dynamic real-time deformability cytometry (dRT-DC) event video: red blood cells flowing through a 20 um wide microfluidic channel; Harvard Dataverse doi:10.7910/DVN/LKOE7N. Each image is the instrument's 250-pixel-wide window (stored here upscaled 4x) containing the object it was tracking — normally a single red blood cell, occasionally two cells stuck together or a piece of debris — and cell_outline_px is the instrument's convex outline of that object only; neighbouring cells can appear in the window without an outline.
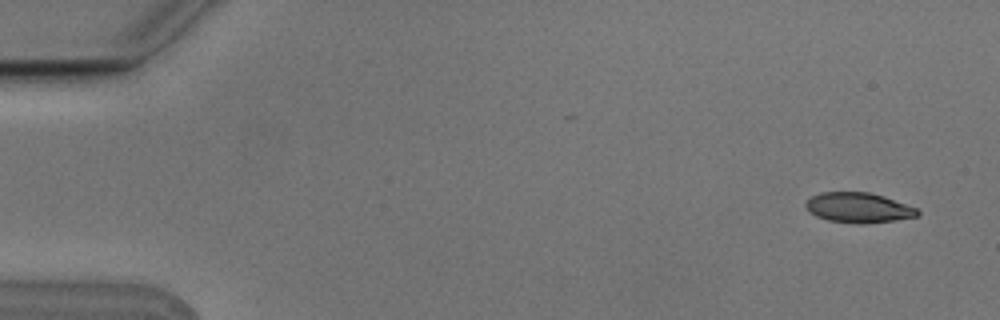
{"species": "Egyptian fruit bat (a non-hibernating species)", "species_latin": "Rousettus aegyptiacus", "temperature_condition": "cold", "stored_images_in_passage": 5, "camera_frame_rate_fps": 3000, "um_per_image_px": 0.085, "animal": {"sex": "male"}, "frame": {"image": 1, "passage_image": 1, "time_ms": 0.0, "image_size_px": [1000, 320], "cell_outline_px": [[920, 216], [896, 220], [864, 224], [856, 224], [828, 220], [816, 216], [808, 212], [804, 204], [812, 196], [820, 192], [868, 192], [884, 196], [916, 208], [920, 212]], "centroid_in_image_um": [72.96, 17.66], "position_along_channel_um": 12.0, "area_um2": 19.71}}